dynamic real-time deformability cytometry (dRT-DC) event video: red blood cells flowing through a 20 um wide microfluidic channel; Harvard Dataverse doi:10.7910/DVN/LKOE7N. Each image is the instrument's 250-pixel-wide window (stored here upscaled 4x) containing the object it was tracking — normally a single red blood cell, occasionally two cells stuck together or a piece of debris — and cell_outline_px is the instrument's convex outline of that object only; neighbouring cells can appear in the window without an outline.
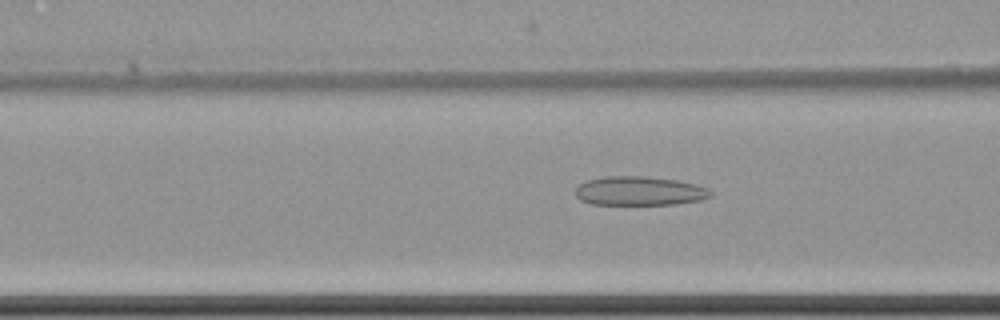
{"species": "common noctule bat (a hibernating species)", "species_latin": "Nyctalus noctula", "temperature_condition": "cold", "stored_images_in_passage": 61, "camera_frame_rate_fps": 3000, "um_per_image_px": 0.085, "animal": {"sex": "female", "body_mass_g": 22.7, "forearm_length_mm": 54.2}, "frame": {"image": 1, "passage_image": 26, "time_ms": 8.333, "image_size_px": [1000, 320], "cell_outline_px": [[712, 196], [700, 200], [676, 204], [592, 204], [580, 200], [576, 196], [576, 188], [580, 184], [588, 180], [604, 176], [648, 176], [676, 180], [696, 184], [708, 188], [712, 192]], "centroid_in_image_um": [54.37, 16.23], "position_along_channel_um": 112.2, "area_um2": 22.89}}
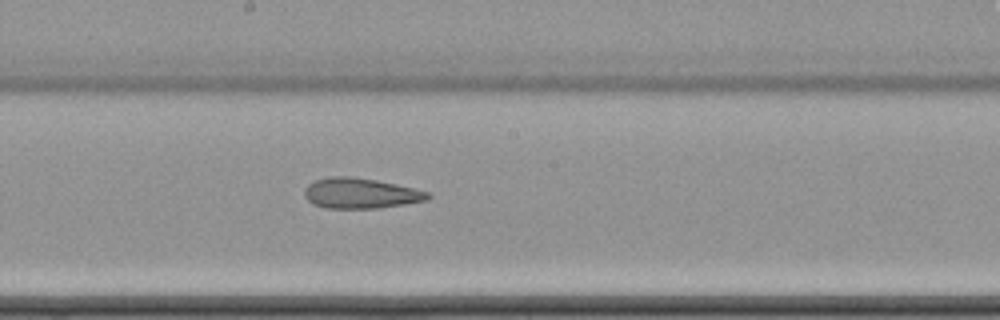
{"frame": {"image": 2, "passage_image": 35, "time_ms": 11.333, "image_size_px": [1000, 320], "cell_outline_px": [[432, 196], [428, 200], [404, 204], [376, 208], [324, 208], [312, 204], [304, 196], [304, 188], [308, 184], [316, 180], [332, 176], [348, 176], [376, 180], [396, 184], [428, 192]], "centroid_in_image_um": [30.62, 16.43], "position_along_channel_um": 217.6, "area_um2": 21.79}}
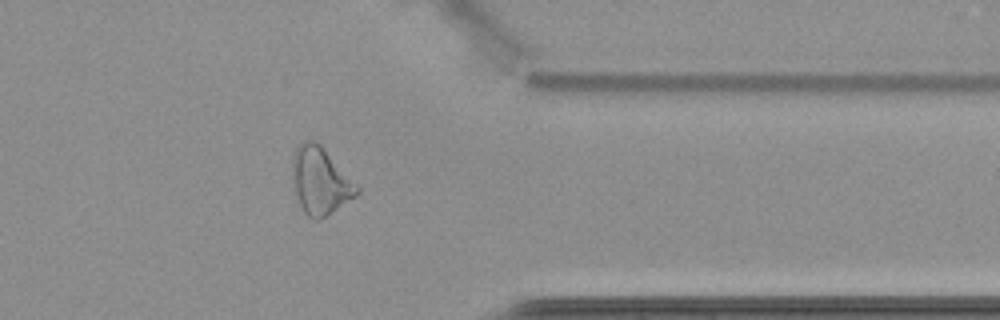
{"frame": {"image": 3, "passage_image": 50, "time_ms": 16.333, "image_size_px": [1000, 320], "cell_outline_px": [[360, 192], [356, 196], [324, 216], [316, 220], [312, 220], [304, 212], [300, 204], [296, 192], [292, 176], [292, 156], [296, 148], [304, 140], [312, 140], [320, 144], [360, 188]], "centroid_in_image_um": [27.21, 15.35], "position_along_channel_um": 384.2, "area_um2": 24.74}, "authors_computed_cell_mechanics": {"area_um2": 26.7036, "velocity_mm_per_s": 3.5035, "shape_relaxation_time_tau1_ms": null, "shape_relaxation_time_tau2_ms": 4.5684, "deformation_change_tau1": null, "deformation_change_tau2": 0.1559}}